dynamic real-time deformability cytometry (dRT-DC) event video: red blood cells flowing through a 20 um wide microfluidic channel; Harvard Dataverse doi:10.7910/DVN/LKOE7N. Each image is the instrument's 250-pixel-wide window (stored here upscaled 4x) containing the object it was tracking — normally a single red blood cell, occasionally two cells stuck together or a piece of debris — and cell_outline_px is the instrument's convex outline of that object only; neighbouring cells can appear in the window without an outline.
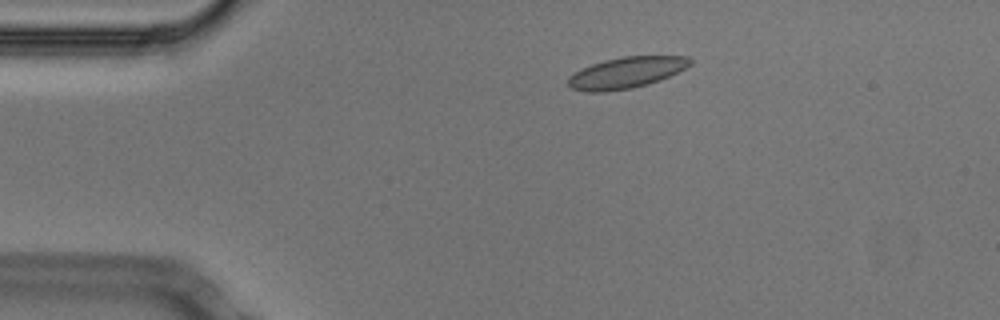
{"species": "Egyptian fruit bat (a non-hibernating species)", "species_latin": "Rousettus aegyptiacus", "temperature_condition": "cold", "stored_images_in_passage": 51, "camera_frame_rate_fps": 3000, "um_per_image_px": 0.085, "animal": {"sex": "male"}, "frame": {"image": 1, "passage_image": 8, "time_ms": 2.333, "image_size_px": [1000, 320], "cell_outline_px": [[692, 64], [660, 80], [648, 84], [632, 88], [604, 92], [588, 92], [568, 88], [568, 76], [592, 64], [604, 60], [624, 56], [688, 56], [692, 60]], "centroid_in_image_um": [53.21, 6.18], "position_along_channel_um": 31.8, "area_um2": 22.08}}
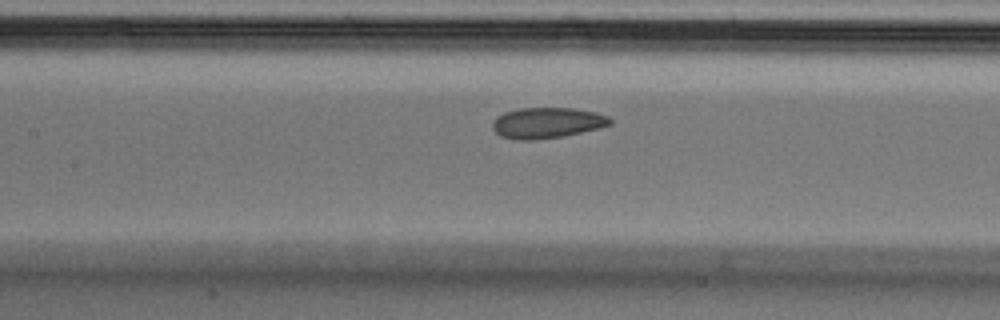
{"frame": {"image": 2, "passage_image": 22, "time_ms": 7.0, "image_size_px": [1000, 320], "cell_outline_px": [[612, 124], [600, 128], [564, 136], [536, 140], [516, 140], [500, 136], [492, 128], [492, 120], [496, 116], [504, 112], [520, 108], [572, 108], [596, 112], [608, 116], [612, 120]], "centroid_in_image_um": [46.48, 10.44], "position_along_channel_um": 160.9, "area_um2": 21.33}}
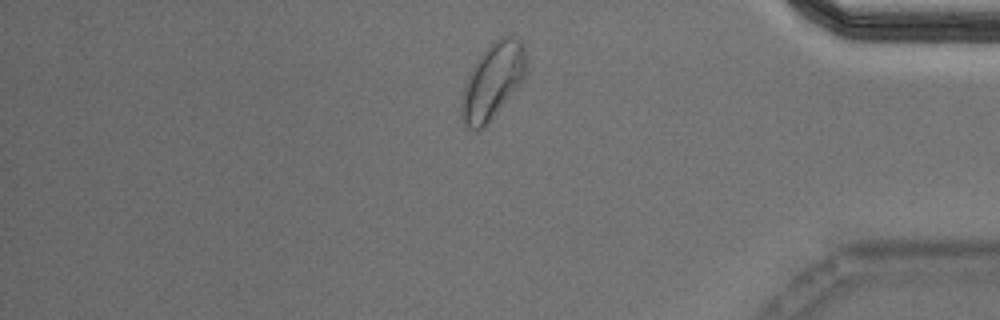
{"frame": {"image": 3, "passage_image": 43, "time_ms": 14.0, "image_size_px": [1000, 320], "cell_outline_px": [[524, 76], [520, 84], [488, 124], [484, 128], [472, 132], [468, 128], [460, 116], [460, 104], [464, 88], [468, 76], [476, 60], [488, 44], [492, 40], [500, 36], [512, 36], [520, 40], [524, 44]], "centroid_in_image_um": [41.84, 6.91], "position_along_channel_um": 393.4, "area_um2": 28.55}, "authors_computed_cell_mechanics": {"area_um2": 21.964, "velocity_mm_per_s": 3.7107, "shape_relaxation_time_tau1_ms": 5.081, "shape_relaxation_time_tau2_ms": 3.2922, "deformation_change_tau1": 0.0969, "deformation_change_tau2": 0.0589}}